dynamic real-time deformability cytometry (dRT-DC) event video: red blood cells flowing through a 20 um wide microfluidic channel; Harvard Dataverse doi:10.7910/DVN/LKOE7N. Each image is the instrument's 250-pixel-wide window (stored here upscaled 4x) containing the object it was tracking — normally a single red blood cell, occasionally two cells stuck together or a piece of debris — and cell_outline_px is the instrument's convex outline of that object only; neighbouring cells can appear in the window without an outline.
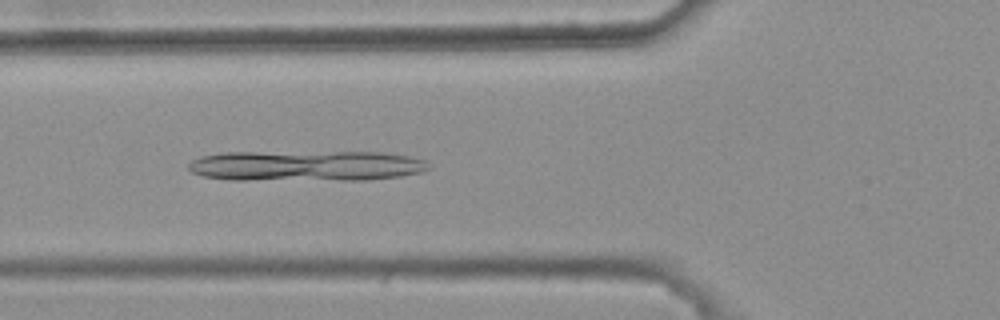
{"species": "common noctule bat (a hibernating species)", "species_latin": "Nyctalus noctula", "temperature_condition": "warm", "stored_images_in_passage": 45, "camera_frame_rate_fps": 3000, "um_per_image_px": 0.085, "animal": {"sex": "female", "body_mass_g": 25.1}, "frame": {"image": 1, "passage_image": 19, "time_ms": 6.0, "image_size_px": [1000, 320], "cell_outline_px": [[432, 168], [420, 172], [400, 176], [368, 180], [232, 180], [204, 176], [192, 172], [188, 168], [188, 164], [192, 160], [200, 156], [224, 152], [384, 152], [408, 156], [428, 160]], "centroid_in_image_um": [26.06, 14.09], "position_along_channel_um": 99.7, "area_um2": 43.41}}
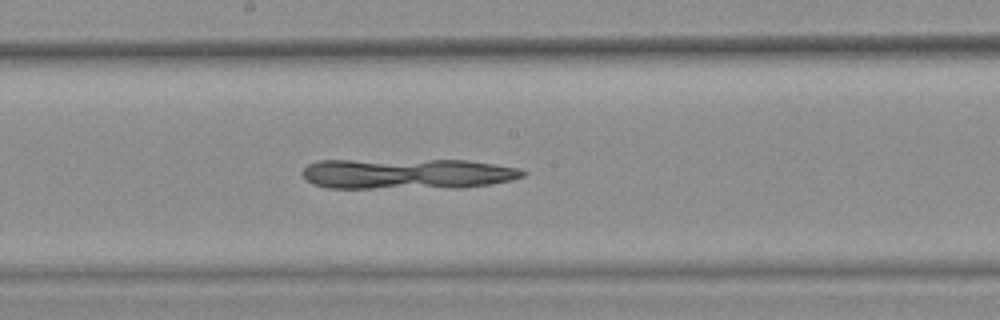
{"frame": {"image": 2, "passage_image": 28, "time_ms": 9.0, "image_size_px": [1000, 320], "cell_outline_px": [[528, 172], [524, 176], [512, 180], [492, 184], [464, 188], [328, 188], [312, 184], [300, 172], [308, 164], [320, 160], [468, 160], [520, 168]], "centroid_in_image_um": [34.65, 14.78], "position_along_channel_um": 213.5, "area_um2": 39.77}}
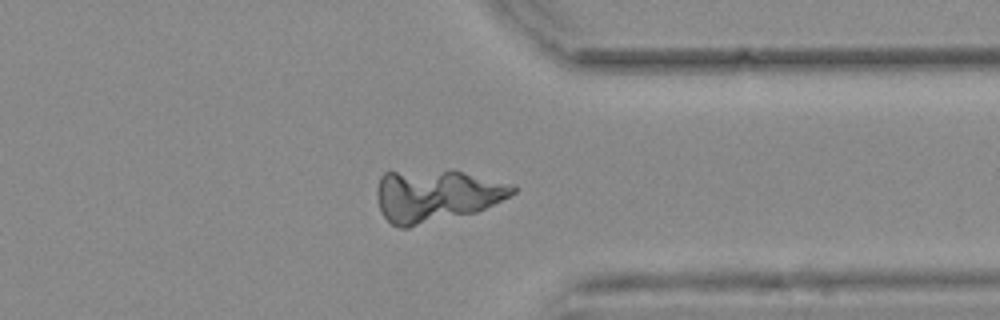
{"frame": {"image": 3, "passage_image": 41, "time_ms": 13.333, "image_size_px": [1000, 320], "cell_outline_px": [[516, 192], [476, 212], [408, 228], [400, 228], [392, 224], [384, 216], [380, 208], [376, 196], [376, 192], [380, 176], [384, 172], [464, 172], [516, 184]], "centroid_in_image_um": [37.07, 16.65], "position_along_channel_um": 374.3, "area_um2": 40.75}}